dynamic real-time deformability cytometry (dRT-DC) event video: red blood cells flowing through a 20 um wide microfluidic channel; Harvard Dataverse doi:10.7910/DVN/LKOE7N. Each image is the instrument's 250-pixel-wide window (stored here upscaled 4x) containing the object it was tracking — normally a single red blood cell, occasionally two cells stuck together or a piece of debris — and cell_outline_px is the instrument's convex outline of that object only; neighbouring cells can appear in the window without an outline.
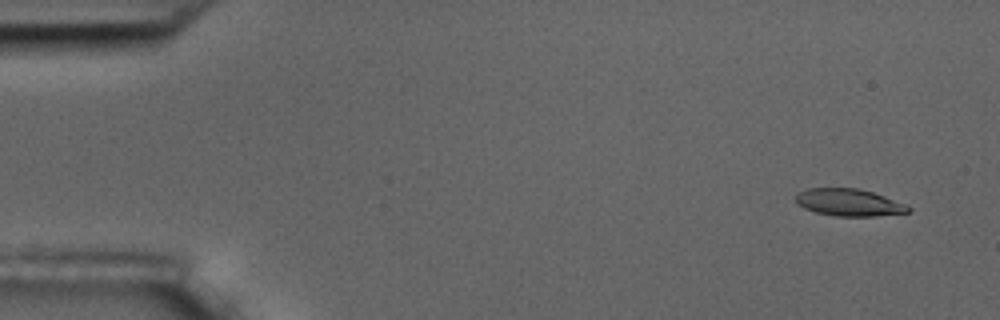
{"species": "common noctule bat (a hibernating species)", "species_latin": "Nyctalus noctula", "temperature_condition": "room temperature", "stored_images_in_passage": 5, "camera_frame_rate_fps": 3000, "um_per_image_px": 0.085, "animal": {"sex": "male", "body_mass_g": 17.5, "forearm_length_mm": 52.3}, "frame": {"image": 1, "passage_image": 2, "time_ms": 1.0, "image_size_px": [1000, 320], "cell_outline_px": [[912, 212], [876, 216], [836, 216], [816, 212], [804, 208], [796, 204], [796, 196], [800, 192], [808, 188], [856, 188], [872, 192], [884, 196], [904, 204], [912, 208]], "centroid_in_image_um": [72.17, 17.22], "position_along_channel_um": 12.8, "area_um2": 17.74}}
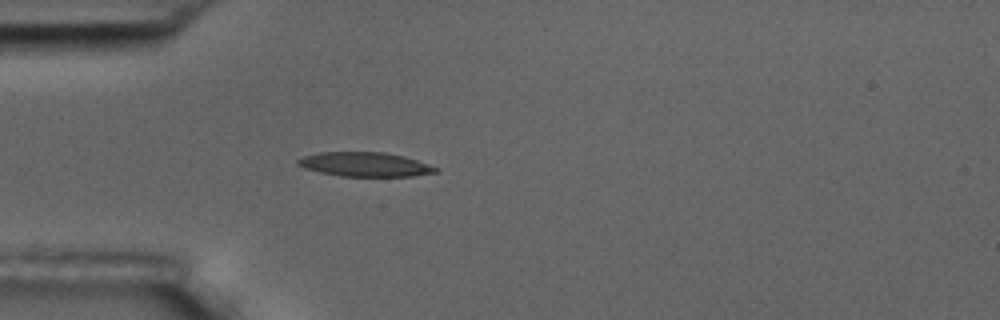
{"frame": {"image": 2, "passage_image": 5, "time_ms": 5.333, "image_size_px": [1000, 320], "cell_outline_px": [[440, 172], [412, 176], [340, 176], [320, 172], [304, 168], [296, 164], [296, 160], [304, 156], [320, 152], [384, 152], [404, 156], [440, 168]], "centroid_in_image_um": [31.04, 13.97], "position_along_channel_um": 54.0, "area_um2": 19.54}}